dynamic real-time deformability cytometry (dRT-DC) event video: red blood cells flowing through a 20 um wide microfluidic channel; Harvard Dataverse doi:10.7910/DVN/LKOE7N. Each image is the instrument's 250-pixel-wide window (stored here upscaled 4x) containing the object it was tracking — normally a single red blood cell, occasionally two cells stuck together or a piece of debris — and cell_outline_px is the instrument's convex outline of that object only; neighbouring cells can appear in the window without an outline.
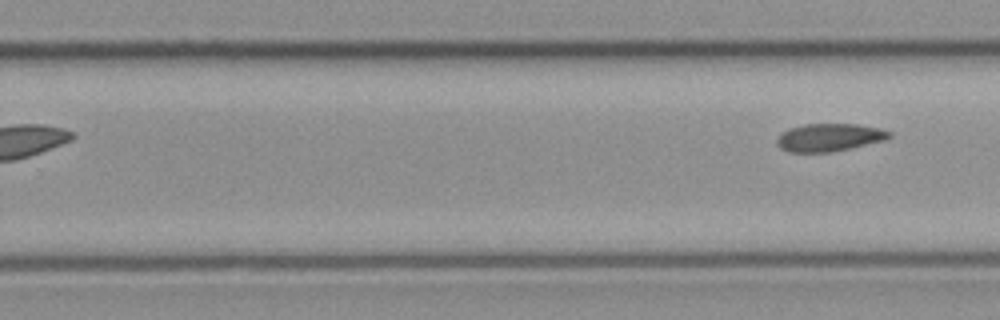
{"species": "common noctule bat (a hibernating species)", "species_latin": "Nyctalus noctula", "temperature_condition": "cold", "stored_images_in_passage": 17, "segment_of_instrument_passage": [2, 2], "camera_frame_rate_fps": 3000, "um_per_image_px": 0.085, "animal": {"sex": "female", "body_mass_g": 21.9}, "frame": {"image": 1, "passage_image": 17, "time_ms": 5.333, "image_size_px": [1000, 320], "cell_outline_px": [[892, 136], [884, 140], [832, 152], [788, 152], [780, 148], [776, 144], [776, 140], [780, 132], [788, 128], [804, 124], [856, 124], [880, 128], [892, 132]], "centroid_in_image_um": [70.44, 11.67], "position_along_channel_um": 259.4, "area_um2": 18.32}}